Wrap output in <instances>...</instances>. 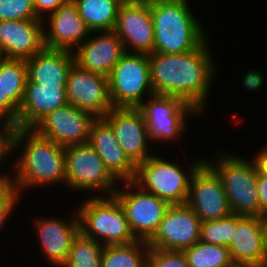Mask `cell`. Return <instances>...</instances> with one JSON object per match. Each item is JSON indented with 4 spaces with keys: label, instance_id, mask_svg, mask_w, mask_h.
<instances>
[{
    "label": "cell",
    "instance_id": "obj_35",
    "mask_svg": "<svg viewBox=\"0 0 267 267\" xmlns=\"http://www.w3.org/2000/svg\"><path fill=\"white\" fill-rule=\"evenodd\" d=\"M257 191L260 202V211L263 215L267 214V176L261 174L259 171L257 177Z\"/></svg>",
    "mask_w": 267,
    "mask_h": 267
},
{
    "label": "cell",
    "instance_id": "obj_17",
    "mask_svg": "<svg viewBox=\"0 0 267 267\" xmlns=\"http://www.w3.org/2000/svg\"><path fill=\"white\" fill-rule=\"evenodd\" d=\"M44 19L0 21V50L4 58H32L45 48Z\"/></svg>",
    "mask_w": 267,
    "mask_h": 267
},
{
    "label": "cell",
    "instance_id": "obj_11",
    "mask_svg": "<svg viewBox=\"0 0 267 267\" xmlns=\"http://www.w3.org/2000/svg\"><path fill=\"white\" fill-rule=\"evenodd\" d=\"M186 205L202 222L232 214L220 177L205 161L191 177Z\"/></svg>",
    "mask_w": 267,
    "mask_h": 267
},
{
    "label": "cell",
    "instance_id": "obj_9",
    "mask_svg": "<svg viewBox=\"0 0 267 267\" xmlns=\"http://www.w3.org/2000/svg\"><path fill=\"white\" fill-rule=\"evenodd\" d=\"M123 185H125L124 190L117 188L114 196L123 206L135 238L148 242L158 230L165 212L171 205L154 194L142 190L133 181L124 182Z\"/></svg>",
    "mask_w": 267,
    "mask_h": 267
},
{
    "label": "cell",
    "instance_id": "obj_36",
    "mask_svg": "<svg viewBox=\"0 0 267 267\" xmlns=\"http://www.w3.org/2000/svg\"><path fill=\"white\" fill-rule=\"evenodd\" d=\"M66 0H34L36 13L42 18L44 12L49 11L48 14L57 10ZM43 11V12H42Z\"/></svg>",
    "mask_w": 267,
    "mask_h": 267
},
{
    "label": "cell",
    "instance_id": "obj_25",
    "mask_svg": "<svg viewBox=\"0 0 267 267\" xmlns=\"http://www.w3.org/2000/svg\"><path fill=\"white\" fill-rule=\"evenodd\" d=\"M27 82L66 84L71 67L75 64L73 52L44 48L26 60Z\"/></svg>",
    "mask_w": 267,
    "mask_h": 267
},
{
    "label": "cell",
    "instance_id": "obj_44",
    "mask_svg": "<svg viewBox=\"0 0 267 267\" xmlns=\"http://www.w3.org/2000/svg\"><path fill=\"white\" fill-rule=\"evenodd\" d=\"M234 267H250V266H234Z\"/></svg>",
    "mask_w": 267,
    "mask_h": 267
},
{
    "label": "cell",
    "instance_id": "obj_34",
    "mask_svg": "<svg viewBox=\"0 0 267 267\" xmlns=\"http://www.w3.org/2000/svg\"><path fill=\"white\" fill-rule=\"evenodd\" d=\"M0 162L3 163V159H6V157L10 154H12L13 150V140H14V134L17 129L16 125L0 121ZM0 176L5 180L9 181L10 177L5 175Z\"/></svg>",
    "mask_w": 267,
    "mask_h": 267
},
{
    "label": "cell",
    "instance_id": "obj_26",
    "mask_svg": "<svg viewBox=\"0 0 267 267\" xmlns=\"http://www.w3.org/2000/svg\"><path fill=\"white\" fill-rule=\"evenodd\" d=\"M91 32L114 30L120 4L116 0H73Z\"/></svg>",
    "mask_w": 267,
    "mask_h": 267
},
{
    "label": "cell",
    "instance_id": "obj_37",
    "mask_svg": "<svg viewBox=\"0 0 267 267\" xmlns=\"http://www.w3.org/2000/svg\"><path fill=\"white\" fill-rule=\"evenodd\" d=\"M242 80L246 89H249V91H255L262 87L264 76L258 71L251 70L245 74Z\"/></svg>",
    "mask_w": 267,
    "mask_h": 267
},
{
    "label": "cell",
    "instance_id": "obj_10",
    "mask_svg": "<svg viewBox=\"0 0 267 267\" xmlns=\"http://www.w3.org/2000/svg\"><path fill=\"white\" fill-rule=\"evenodd\" d=\"M147 98L149 101L144 100L138 109L143 114L151 141L173 142L186 129L185 117L200 113L182 98L155 94Z\"/></svg>",
    "mask_w": 267,
    "mask_h": 267
},
{
    "label": "cell",
    "instance_id": "obj_38",
    "mask_svg": "<svg viewBox=\"0 0 267 267\" xmlns=\"http://www.w3.org/2000/svg\"><path fill=\"white\" fill-rule=\"evenodd\" d=\"M254 161L257 164L258 171L267 176V146L263 147L254 158Z\"/></svg>",
    "mask_w": 267,
    "mask_h": 267
},
{
    "label": "cell",
    "instance_id": "obj_27",
    "mask_svg": "<svg viewBox=\"0 0 267 267\" xmlns=\"http://www.w3.org/2000/svg\"><path fill=\"white\" fill-rule=\"evenodd\" d=\"M149 246L137 240L128 244L106 245L101 267H148Z\"/></svg>",
    "mask_w": 267,
    "mask_h": 267
},
{
    "label": "cell",
    "instance_id": "obj_24",
    "mask_svg": "<svg viewBox=\"0 0 267 267\" xmlns=\"http://www.w3.org/2000/svg\"><path fill=\"white\" fill-rule=\"evenodd\" d=\"M27 80L26 60L4 58L0 62V121L18 123Z\"/></svg>",
    "mask_w": 267,
    "mask_h": 267
},
{
    "label": "cell",
    "instance_id": "obj_2",
    "mask_svg": "<svg viewBox=\"0 0 267 267\" xmlns=\"http://www.w3.org/2000/svg\"><path fill=\"white\" fill-rule=\"evenodd\" d=\"M22 143H25L22 146L24 150L15 162V176L9 179L19 193L27 187L66 183L63 146L39 136L33 129L17 128L13 150L19 148Z\"/></svg>",
    "mask_w": 267,
    "mask_h": 267
},
{
    "label": "cell",
    "instance_id": "obj_23",
    "mask_svg": "<svg viewBox=\"0 0 267 267\" xmlns=\"http://www.w3.org/2000/svg\"><path fill=\"white\" fill-rule=\"evenodd\" d=\"M69 222L58 218H43L36 222L42 253L56 267H61L67 259L73 239L80 232L78 213Z\"/></svg>",
    "mask_w": 267,
    "mask_h": 267
},
{
    "label": "cell",
    "instance_id": "obj_32",
    "mask_svg": "<svg viewBox=\"0 0 267 267\" xmlns=\"http://www.w3.org/2000/svg\"><path fill=\"white\" fill-rule=\"evenodd\" d=\"M148 267H189L183 251L149 249Z\"/></svg>",
    "mask_w": 267,
    "mask_h": 267
},
{
    "label": "cell",
    "instance_id": "obj_1",
    "mask_svg": "<svg viewBox=\"0 0 267 267\" xmlns=\"http://www.w3.org/2000/svg\"><path fill=\"white\" fill-rule=\"evenodd\" d=\"M207 40L196 49L181 54H148L155 95L182 98L203 112L216 71Z\"/></svg>",
    "mask_w": 267,
    "mask_h": 267
},
{
    "label": "cell",
    "instance_id": "obj_30",
    "mask_svg": "<svg viewBox=\"0 0 267 267\" xmlns=\"http://www.w3.org/2000/svg\"><path fill=\"white\" fill-rule=\"evenodd\" d=\"M235 231V214L201 223L200 241L228 247Z\"/></svg>",
    "mask_w": 267,
    "mask_h": 267
},
{
    "label": "cell",
    "instance_id": "obj_33",
    "mask_svg": "<svg viewBox=\"0 0 267 267\" xmlns=\"http://www.w3.org/2000/svg\"><path fill=\"white\" fill-rule=\"evenodd\" d=\"M19 194L9 181H6L0 187V229L6 224L5 222L7 218L9 219V215L13 213L12 210L15 209V204L20 197Z\"/></svg>",
    "mask_w": 267,
    "mask_h": 267
},
{
    "label": "cell",
    "instance_id": "obj_8",
    "mask_svg": "<svg viewBox=\"0 0 267 267\" xmlns=\"http://www.w3.org/2000/svg\"><path fill=\"white\" fill-rule=\"evenodd\" d=\"M66 184L80 191L107 192L113 196L117 180L105 167L104 161L89 144L64 147ZM109 192V193H108Z\"/></svg>",
    "mask_w": 267,
    "mask_h": 267
},
{
    "label": "cell",
    "instance_id": "obj_41",
    "mask_svg": "<svg viewBox=\"0 0 267 267\" xmlns=\"http://www.w3.org/2000/svg\"><path fill=\"white\" fill-rule=\"evenodd\" d=\"M6 181L0 176V187L5 183Z\"/></svg>",
    "mask_w": 267,
    "mask_h": 267
},
{
    "label": "cell",
    "instance_id": "obj_7",
    "mask_svg": "<svg viewBox=\"0 0 267 267\" xmlns=\"http://www.w3.org/2000/svg\"><path fill=\"white\" fill-rule=\"evenodd\" d=\"M108 85L114 108H138L146 92L154 94L148 54L126 52L108 76Z\"/></svg>",
    "mask_w": 267,
    "mask_h": 267
},
{
    "label": "cell",
    "instance_id": "obj_14",
    "mask_svg": "<svg viewBox=\"0 0 267 267\" xmlns=\"http://www.w3.org/2000/svg\"><path fill=\"white\" fill-rule=\"evenodd\" d=\"M67 102L72 106L103 118L112 108L108 77L86 71L74 64L66 82Z\"/></svg>",
    "mask_w": 267,
    "mask_h": 267
},
{
    "label": "cell",
    "instance_id": "obj_12",
    "mask_svg": "<svg viewBox=\"0 0 267 267\" xmlns=\"http://www.w3.org/2000/svg\"><path fill=\"white\" fill-rule=\"evenodd\" d=\"M96 119L92 113L67 103L48 113L32 129L39 136L66 147L88 143Z\"/></svg>",
    "mask_w": 267,
    "mask_h": 267
},
{
    "label": "cell",
    "instance_id": "obj_6",
    "mask_svg": "<svg viewBox=\"0 0 267 267\" xmlns=\"http://www.w3.org/2000/svg\"><path fill=\"white\" fill-rule=\"evenodd\" d=\"M194 161L186 174L178 164L153 155L137 165L133 182L170 205H184L188 198L191 177L205 160Z\"/></svg>",
    "mask_w": 267,
    "mask_h": 267
},
{
    "label": "cell",
    "instance_id": "obj_39",
    "mask_svg": "<svg viewBox=\"0 0 267 267\" xmlns=\"http://www.w3.org/2000/svg\"><path fill=\"white\" fill-rule=\"evenodd\" d=\"M261 221H262V229L264 235V243L267 252V214L261 216Z\"/></svg>",
    "mask_w": 267,
    "mask_h": 267
},
{
    "label": "cell",
    "instance_id": "obj_31",
    "mask_svg": "<svg viewBox=\"0 0 267 267\" xmlns=\"http://www.w3.org/2000/svg\"><path fill=\"white\" fill-rule=\"evenodd\" d=\"M42 19L34 0H0V21Z\"/></svg>",
    "mask_w": 267,
    "mask_h": 267
},
{
    "label": "cell",
    "instance_id": "obj_18",
    "mask_svg": "<svg viewBox=\"0 0 267 267\" xmlns=\"http://www.w3.org/2000/svg\"><path fill=\"white\" fill-rule=\"evenodd\" d=\"M228 249L235 266L267 267L261 217L235 214V231Z\"/></svg>",
    "mask_w": 267,
    "mask_h": 267
},
{
    "label": "cell",
    "instance_id": "obj_28",
    "mask_svg": "<svg viewBox=\"0 0 267 267\" xmlns=\"http://www.w3.org/2000/svg\"><path fill=\"white\" fill-rule=\"evenodd\" d=\"M189 267H234L228 247L198 241L183 250Z\"/></svg>",
    "mask_w": 267,
    "mask_h": 267
},
{
    "label": "cell",
    "instance_id": "obj_3",
    "mask_svg": "<svg viewBox=\"0 0 267 267\" xmlns=\"http://www.w3.org/2000/svg\"><path fill=\"white\" fill-rule=\"evenodd\" d=\"M188 0L149 1L154 53L181 54L199 47L207 36L189 9Z\"/></svg>",
    "mask_w": 267,
    "mask_h": 267
},
{
    "label": "cell",
    "instance_id": "obj_43",
    "mask_svg": "<svg viewBox=\"0 0 267 267\" xmlns=\"http://www.w3.org/2000/svg\"><path fill=\"white\" fill-rule=\"evenodd\" d=\"M141 2H149V1H153V0H140Z\"/></svg>",
    "mask_w": 267,
    "mask_h": 267
},
{
    "label": "cell",
    "instance_id": "obj_13",
    "mask_svg": "<svg viewBox=\"0 0 267 267\" xmlns=\"http://www.w3.org/2000/svg\"><path fill=\"white\" fill-rule=\"evenodd\" d=\"M201 223L186 204L171 205L147 244L152 249L183 251L200 241Z\"/></svg>",
    "mask_w": 267,
    "mask_h": 267
},
{
    "label": "cell",
    "instance_id": "obj_5",
    "mask_svg": "<svg viewBox=\"0 0 267 267\" xmlns=\"http://www.w3.org/2000/svg\"><path fill=\"white\" fill-rule=\"evenodd\" d=\"M224 155L218 154L215 163L205 162L220 177L232 214L261 217L254 158L246 161L234 154Z\"/></svg>",
    "mask_w": 267,
    "mask_h": 267
},
{
    "label": "cell",
    "instance_id": "obj_29",
    "mask_svg": "<svg viewBox=\"0 0 267 267\" xmlns=\"http://www.w3.org/2000/svg\"><path fill=\"white\" fill-rule=\"evenodd\" d=\"M103 248L104 245L79 232L61 267H101Z\"/></svg>",
    "mask_w": 267,
    "mask_h": 267
},
{
    "label": "cell",
    "instance_id": "obj_19",
    "mask_svg": "<svg viewBox=\"0 0 267 267\" xmlns=\"http://www.w3.org/2000/svg\"><path fill=\"white\" fill-rule=\"evenodd\" d=\"M46 16L49 31L44 29L45 48L73 51L94 34L87 28L73 0H66Z\"/></svg>",
    "mask_w": 267,
    "mask_h": 267
},
{
    "label": "cell",
    "instance_id": "obj_40",
    "mask_svg": "<svg viewBox=\"0 0 267 267\" xmlns=\"http://www.w3.org/2000/svg\"><path fill=\"white\" fill-rule=\"evenodd\" d=\"M120 5L135 4L141 2L140 0H116Z\"/></svg>",
    "mask_w": 267,
    "mask_h": 267
},
{
    "label": "cell",
    "instance_id": "obj_21",
    "mask_svg": "<svg viewBox=\"0 0 267 267\" xmlns=\"http://www.w3.org/2000/svg\"><path fill=\"white\" fill-rule=\"evenodd\" d=\"M65 86L27 82L16 127L32 129L48 113L65 106L68 103Z\"/></svg>",
    "mask_w": 267,
    "mask_h": 267
},
{
    "label": "cell",
    "instance_id": "obj_16",
    "mask_svg": "<svg viewBox=\"0 0 267 267\" xmlns=\"http://www.w3.org/2000/svg\"><path fill=\"white\" fill-rule=\"evenodd\" d=\"M113 31L126 52L131 46L132 53H152L154 27L149 2L120 5Z\"/></svg>",
    "mask_w": 267,
    "mask_h": 267
},
{
    "label": "cell",
    "instance_id": "obj_4",
    "mask_svg": "<svg viewBox=\"0 0 267 267\" xmlns=\"http://www.w3.org/2000/svg\"><path fill=\"white\" fill-rule=\"evenodd\" d=\"M104 197H90L77 208L80 232L104 246L137 241L119 200L114 195Z\"/></svg>",
    "mask_w": 267,
    "mask_h": 267
},
{
    "label": "cell",
    "instance_id": "obj_20",
    "mask_svg": "<svg viewBox=\"0 0 267 267\" xmlns=\"http://www.w3.org/2000/svg\"><path fill=\"white\" fill-rule=\"evenodd\" d=\"M73 50L75 64L86 71L108 77L116 63L126 53L122 41L114 31H99Z\"/></svg>",
    "mask_w": 267,
    "mask_h": 267
},
{
    "label": "cell",
    "instance_id": "obj_15",
    "mask_svg": "<svg viewBox=\"0 0 267 267\" xmlns=\"http://www.w3.org/2000/svg\"><path fill=\"white\" fill-rule=\"evenodd\" d=\"M103 119L112 127L125 154L136 166L153 156L148 153V128L138 108L113 107Z\"/></svg>",
    "mask_w": 267,
    "mask_h": 267
},
{
    "label": "cell",
    "instance_id": "obj_22",
    "mask_svg": "<svg viewBox=\"0 0 267 267\" xmlns=\"http://www.w3.org/2000/svg\"><path fill=\"white\" fill-rule=\"evenodd\" d=\"M88 143L117 181H134L137 166L125 154L112 127L103 118H97L92 123Z\"/></svg>",
    "mask_w": 267,
    "mask_h": 267
},
{
    "label": "cell",
    "instance_id": "obj_42",
    "mask_svg": "<svg viewBox=\"0 0 267 267\" xmlns=\"http://www.w3.org/2000/svg\"><path fill=\"white\" fill-rule=\"evenodd\" d=\"M4 59L3 55H2V52L0 50V62Z\"/></svg>",
    "mask_w": 267,
    "mask_h": 267
}]
</instances>
